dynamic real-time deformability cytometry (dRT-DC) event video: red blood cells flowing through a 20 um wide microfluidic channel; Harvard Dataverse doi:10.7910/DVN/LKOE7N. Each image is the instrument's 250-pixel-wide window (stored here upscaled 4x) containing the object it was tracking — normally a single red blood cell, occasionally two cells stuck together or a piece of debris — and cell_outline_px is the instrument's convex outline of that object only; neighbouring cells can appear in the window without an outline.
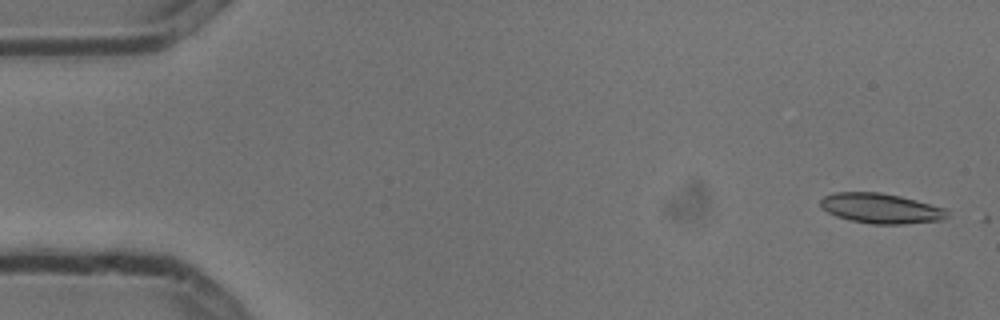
{"species": "common noctule bat (a hibernating species)", "species_latin": "Nyctalus noctula", "temperature_condition": "cold", "stored_images_in_passage": 2, "camera_frame_rate_fps": 3000, "um_per_image_px": 0.085, "animal": {"sex": "male", "body_mass_g": 13.3}, "frame": {"image": 1, "passage_image": 1, "time_ms": 0.0, "image_size_px": [1000, 320], "cell_outline_px": [[948, 216], [944, 220], [904, 224], [872, 224], [852, 220], [836, 216], [820, 208], [820, 200], [824, 196], [832, 192], [880, 192], [900, 196], [916, 200], [944, 208], [948, 212]], "centroid_in_image_um": [74.86, 17.71], "position_along_channel_um": 10.1, "area_um2": 22.25}}